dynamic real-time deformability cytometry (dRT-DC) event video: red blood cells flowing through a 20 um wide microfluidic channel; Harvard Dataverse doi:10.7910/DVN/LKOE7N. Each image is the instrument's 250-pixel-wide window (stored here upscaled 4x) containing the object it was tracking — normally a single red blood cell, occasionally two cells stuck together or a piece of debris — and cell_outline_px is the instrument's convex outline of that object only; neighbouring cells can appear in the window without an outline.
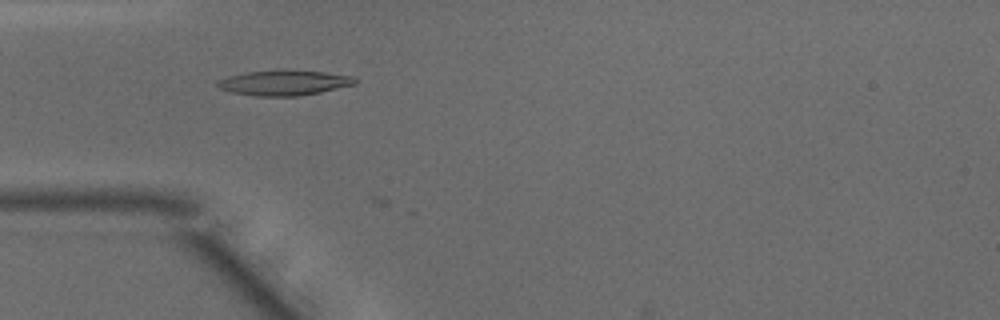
{"species": "common noctule bat (a hibernating species)", "species_latin": "Nyctalus noctula", "temperature_condition": "warm", "stored_images_in_passage": 41, "camera_frame_rate_fps": 3000, "um_per_image_px": 0.085, "animal": {"sex": "male", "body_mass_g": 15.6}, "frame": {"image": 1, "passage_image": 14, "time_ms": 4.333, "image_size_px": [1000, 320], "cell_outline_px": [[356, 84], [320, 92], [296, 96], [256, 96], [232, 92], [220, 88], [216, 84], [220, 80], [228, 76], [248, 72], [324, 72], [352, 76], [356, 80]], "centroid_in_image_um": [24.16, 7.07], "position_along_channel_um": 60.8, "area_um2": 19.19}}
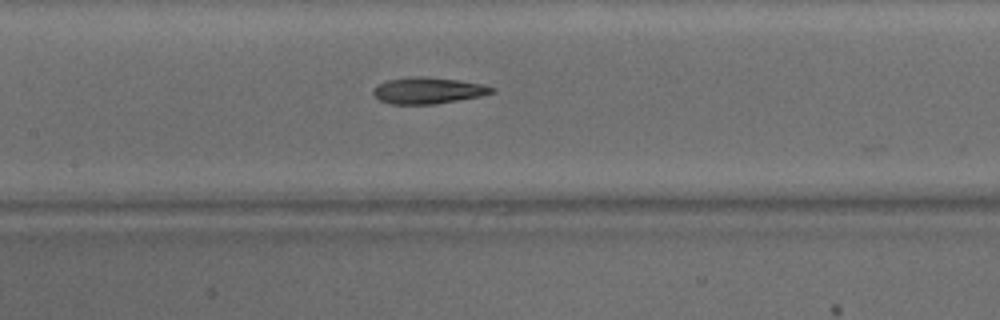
{"frame": {"image": 2, "passage_image": 22, "time_ms": 7.0, "image_size_px": [1000, 320], "cell_outline_px": [[496, 92], [480, 96], [432, 104], [392, 104], [380, 100], [372, 92], [372, 88], [376, 84], [388, 80], [416, 76], [420, 76], [460, 80], [484, 84], [496, 88]], "centroid_in_image_um": [36.39, 7.68], "position_along_channel_um": 171.0, "area_um2": 18.21}}
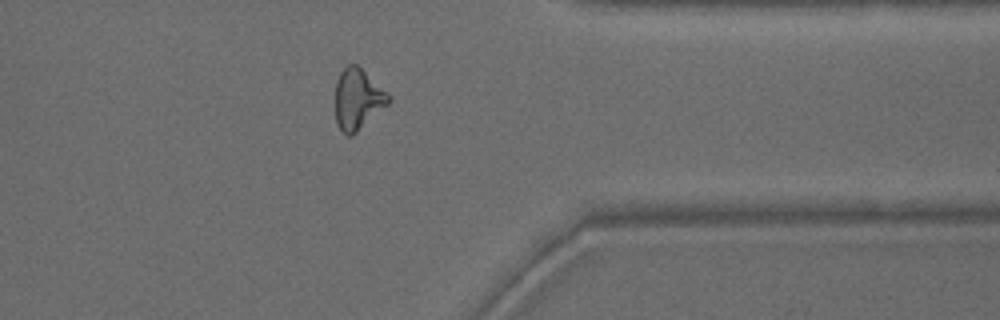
{"frame": {"image": 3, "passage_image": 38, "time_ms": 12.333, "image_size_px": [1000, 320], "cell_outline_px": [[392, 100], [388, 104], [352, 136], [348, 136], [336, 124], [336, 80], [340, 72], [348, 64], [356, 64], [392, 96]], "centroid_in_image_um": [30.42, 8.42], "position_along_channel_um": 381.0, "area_um2": 18.73}, "authors_computed_cell_mechanics": {"area_um2": 18.207, "velocity_mm_per_s": 4.1479, "shape_relaxation_time_tau1_ms": null, "shape_relaxation_time_tau2_ms": 5.0114, "deformation_change_tau1": null, "deformation_change_tau2": 0.1638}}